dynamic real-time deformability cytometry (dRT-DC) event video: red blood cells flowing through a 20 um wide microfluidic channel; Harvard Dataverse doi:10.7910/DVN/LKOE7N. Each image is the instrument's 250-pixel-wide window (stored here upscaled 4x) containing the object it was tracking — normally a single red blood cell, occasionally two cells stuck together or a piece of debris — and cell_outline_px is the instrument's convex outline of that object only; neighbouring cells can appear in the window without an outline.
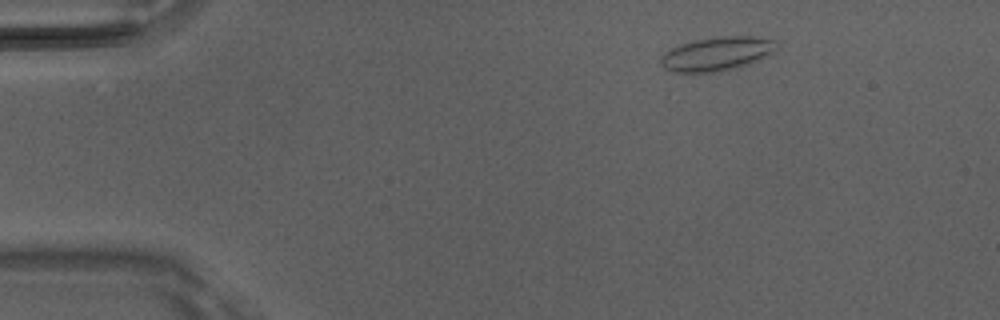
{"species": "Egyptian fruit bat (a non-hibernating species)", "species_latin": "Rousettus aegyptiacus", "temperature_condition": "room temperature", "stored_images_in_passage": 4, "camera_frame_rate_fps": 3000, "um_per_image_px": 0.085, "animal": {"sex": "male"}, "frame": {"image": 1, "passage_image": 2, "time_ms": 0.333, "image_size_px": [1000, 320], "cell_outline_px": [[776, 48], [772, 52], [756, 60], [736, 68], [712, 72], [672, 72], [664, 68], [660, 64], [660, 56], [664, 52], [680, 44], [696, 40], [716, 36], [756, 36], [776, 40]], "centroid_in_image_um": [60.88, 4.56], "position_along_channel_um": 24.1, "area_um2": 22.72}}